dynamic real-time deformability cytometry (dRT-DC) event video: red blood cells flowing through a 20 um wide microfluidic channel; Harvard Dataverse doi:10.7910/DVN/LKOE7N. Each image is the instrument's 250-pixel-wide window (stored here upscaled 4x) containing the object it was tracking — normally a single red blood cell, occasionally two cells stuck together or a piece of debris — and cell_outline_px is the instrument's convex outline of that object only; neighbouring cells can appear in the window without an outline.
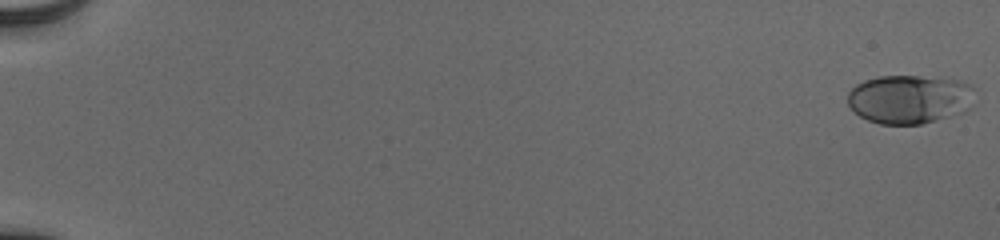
{"species": "human", "species_latin": "Homo sapiens", "temperature_condition": "cold", "stored_images_in_passage": 55, "camera_frame_rate_fps": 3000, "um_per_image_px": 0.085, "donor": {"sex": "male"}, "frame": {"image": 1, "passage_image": 1, "time_ms": 0.0, "image_size_px": [1000, 240], "cell_outline_px": [[972, 88], [968, 108], [964, 112], [920, 124], [880, 124], [868, 120], [860, 116], [848, 104], [848, 92], [856, 84], [864, 80], [880, 76], [920, 76], [956, 80], [972, 84]], "centroid_in_image_um": [77.26, 8.42], "position_along_channel_um": 7.7, "area_um2": 35.72}}
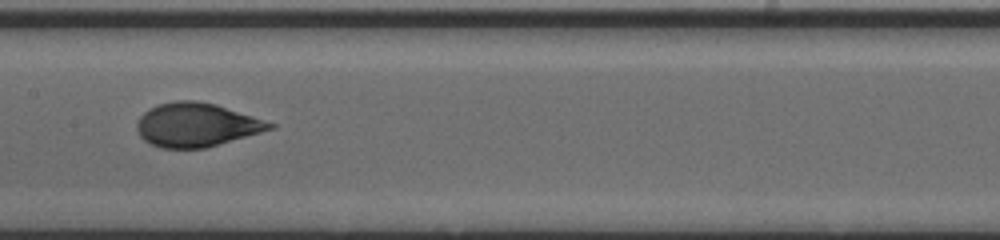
{"frame": {"image": 2, "passage_image": 31, "time_ms": 10.0, "image_size_px": [1000, 240], "cell_outline_px": [[276, 128], [204, 148], [160, 148], [144, 140], [140, 136], [136, 128], [136, 124], [140, 116], [148, 108], [156, 104], [172, 100], [196, 100], [216, 104], [276, 124]], "centroid_in_image_um": [16.66, 10.6], "position_along_channel_um": 190.7, "area_um2": 33.93}}
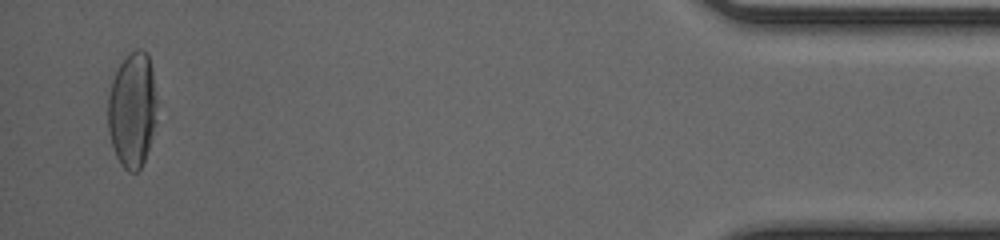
{"frame": {"image": 3, "passage_image": 54, "time_ms": 17.667, "image_size_px": [1000, 240], "cell_outline_px": [[156, 120], [152, 136], [144, 160], [140, 168], [136, 172], [128, 172], [120, 164], [116, 156], [112, 144], [108, 128], [108, 96], [112, 80], [120, 64], [136, 48], [140, 48], [148, 56], [152, 68], [156, 104]], "centroid_in_image_um": [11.24, 9.36], "position_along_channel_um": 424.0, "area_um2": 32.6}, "authors_computed_cell_mechanics": {"area_um2": 33.5818, "velocity_mm_per_s": 3.9193, "shape_relaxation_time_tau1_ms": 3.5957, "shape_relaxation_time_tau2_ms": null, "deformation_change_tau1": 0.1793, "deformation_change_tau2": null}}